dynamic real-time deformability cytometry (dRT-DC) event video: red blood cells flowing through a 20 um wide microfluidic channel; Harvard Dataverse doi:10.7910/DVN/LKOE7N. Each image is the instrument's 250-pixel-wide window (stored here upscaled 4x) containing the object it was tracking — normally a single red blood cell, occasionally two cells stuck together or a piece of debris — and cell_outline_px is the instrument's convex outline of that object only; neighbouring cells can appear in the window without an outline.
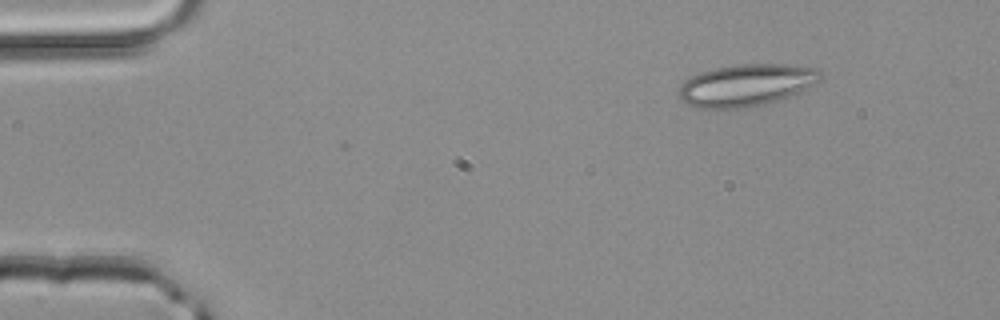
{"species": "common noctule bat (a hibernating species)", "species_latin": "Nyctalus noctula", "temperature_condition": "room temperature", "stored_images_in_passage": 4, "camera_frame_rate_fps": 3000, "um_per_image_px": 0.085, "animal": {"sex": "male", "body_mass_g": 20.4}, "frame": {"image": 1, "passage_image": 2, "time_ms": 0.333, "image_size_px": [1000, 320], "cell_outline_px": [[824, 76], [820, 80], [780, 100], [768, 104], [744, 108], [700, 108], [688, 104], [680, 100], [680, 84], [692, 76], [700, 72], [716, 68], [740, 64], [788, 64], [816, 68]], "centroid_in_image_um": [63.43, 7.24], "position_along_channel_um": 21.6, "area_um2": 34.45}}